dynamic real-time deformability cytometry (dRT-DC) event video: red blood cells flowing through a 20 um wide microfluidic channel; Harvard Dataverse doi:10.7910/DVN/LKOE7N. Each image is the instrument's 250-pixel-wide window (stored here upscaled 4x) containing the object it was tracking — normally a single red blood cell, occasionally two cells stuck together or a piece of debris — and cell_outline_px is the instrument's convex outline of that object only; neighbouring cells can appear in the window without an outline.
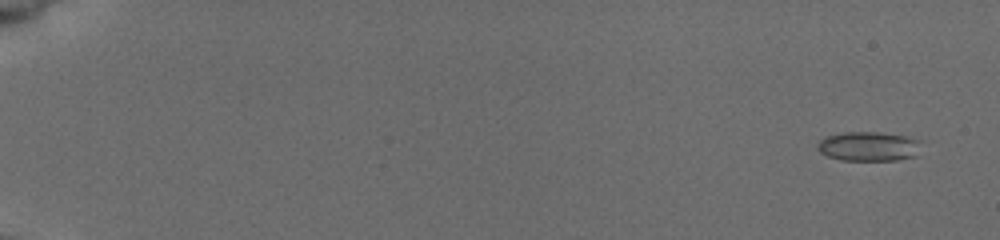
{"species": "common noctule bat (a hibernating species)", "species_latin": "Nyctalus noctula", "temperature_condition": "cold", "stored_images_in_passage": 31, "camera_frame_rate_fps": 3000, "um_per_image_px": 0.085, "animal": {"sex": "female", "body_mass_g": 19.5, "forearm_length_mm": 54.1}, "frame": {"image": 1, "passage_image": 1, "time_ms": 0.0, "image_size_px": [1000, 240], "cell_outline_px": [[916, 156], [896, 160], [840, 160], [828, 156], [820, 152], [816, 148], [816, 144], [824, 136], [844, 132], [880, 132], [904, 136], [916, 140]], "centroid_in_image_um": [73.71, 12.44], "position_along_channel_um": 11.3, "area_um2": 17.51}}
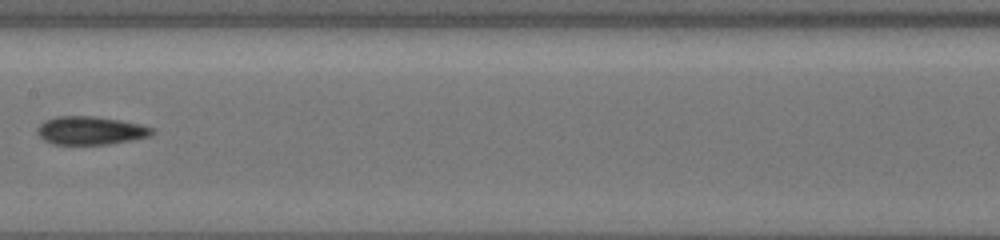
{"frame": {"image": 2, "passage_image": 18, "time_ms": 9.667, "image_size_px": [1000, 240], "cell_outline_px": [[156, 132], [152, 136], [132, 140], [108, 144], [52, 144], [44, 140], [36, 132], [36, 128], [44, 120], [56, 116], [96, 116], [120, 120], [140, 124], [156, 128]], "centroid_in_image_um": [7.73, 11.09], "position_along_channel_um": 199.7, "area_um2": 19.19}}
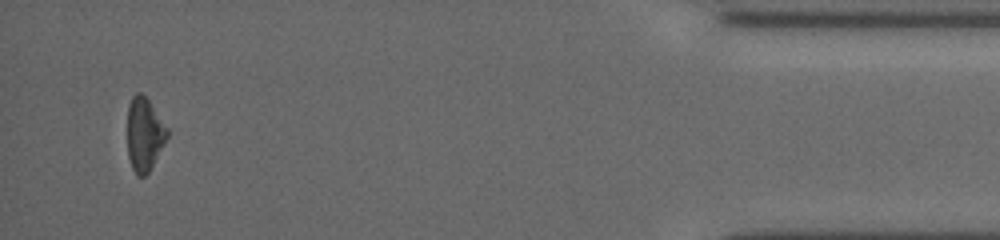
{"frame": {"image": 3, "passage_image": 31, "time_ms": 17.0, "image_size_px": [1000, 240], "cell_outline_px": [[168, 136], [148, 172], [144, 176], [136, 176], [132, 168], [128, 156], [128, 104], [132, 96], [136, 92], [140, 92], [148, 100], [168, 128]], "centroid_in_image_um": [12.26, 11.4], "position_along_channel_um": 422.9, "area_um2": 16.82}, "authors_computed_cell_mechanics": {"area_um2": 17.7446, "velocity_mm_per_s": 3.8848, "shape_relaxation_time_tau1_ms": 5.6748, "shape_relaxation_time_tau2_ms": 3.0335, "deformation_change_tau1": 0.1306, "deformation_change_tau2": 0.0899}}